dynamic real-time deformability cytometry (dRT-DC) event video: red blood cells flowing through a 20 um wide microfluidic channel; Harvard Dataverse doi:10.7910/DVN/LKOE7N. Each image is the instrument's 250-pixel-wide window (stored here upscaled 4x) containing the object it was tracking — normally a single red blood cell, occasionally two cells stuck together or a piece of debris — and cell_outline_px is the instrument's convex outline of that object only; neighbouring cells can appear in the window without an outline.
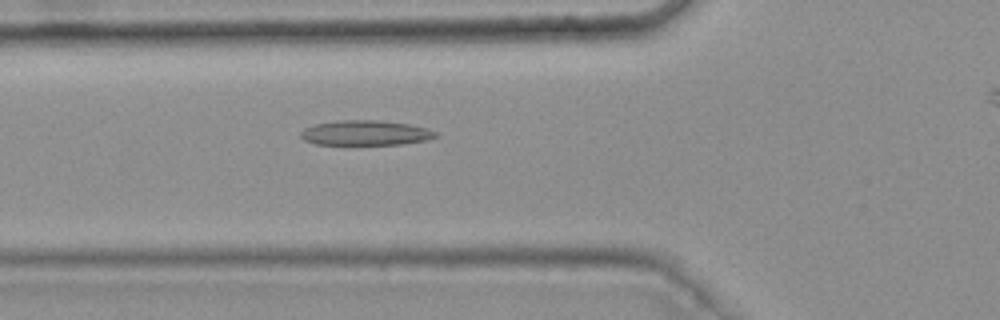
{"species": "common noctule bat (a hibernating species)", "species_latin": "Nyctalus noctula", "temperature_condition": "warm", "stored_images_in_passage": 46, "camera_frame_rate_fps": 3000, "um_per_image_px": 0.085, "animal": {"sex": "female", "body_mass_g": 25.1}, "frame": {"image": 1, "passage_image": 16, "time_ms": 5.0, "image_size_px": [1000, 320], "cell_outline_px": [[440, 136], [428, 140], [400, 144], [316, 144], [304, 140], [300, 136], [300, 132], [304, 128], [316, 124], [340, 120], [380, 120], [408, 124], [428, 128], [436, 132]], "centroid_in_image_um": [31.1, 11.29], "position_along_channel_um": 94.7, "area_um2": 19.59}}
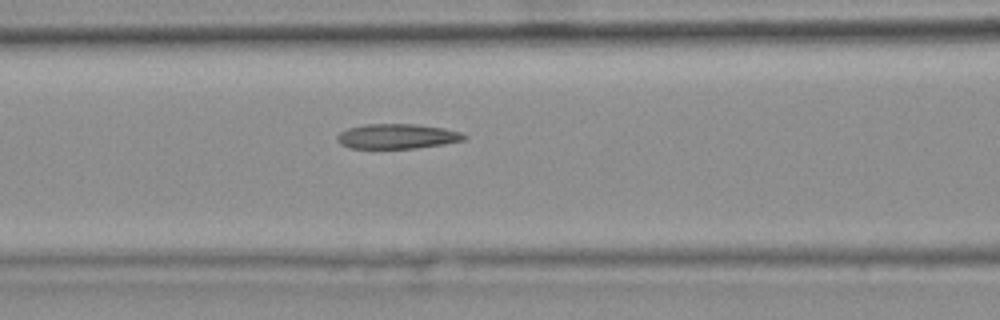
{"frame": {"image": 2, "passage_image": 19, "time_ms": 6.0, "image_size_px": [1000, 320], "cell_outline_px": [[468, 136], [464, 140], [444, 144], [416, 148], [348, 148], [340, 144], [336, 140], [336, 136], [340, 132], [348, 128], [364, 124], [416, 124], [444, 128], [460, 132]], "centroid_in_image_um": [33.74, 11.58], "position_along_channel_um": 132.9, "area_um2": 18.5}}
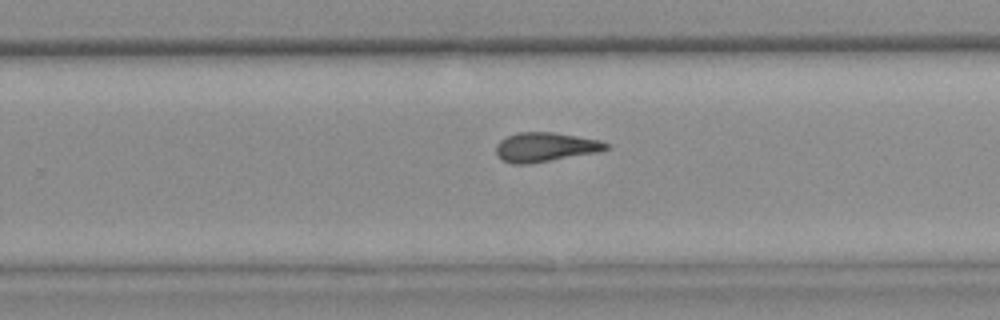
{"frame": {"image": 3, "passage_image": 31, "time_ms": 10.0, "image_size_px": [1000, 320], "cell_outline_px": [[608, 148], [596, 152], [528, 164], [512, 164], [500, 160], [496, 152], [496, 144], [500, 140], [508, 136], [520, 132], [552, 132], [600, 140], [608, 144]], "centroid_in_image_um": [46.29, 12.5], "position_along_channel_um": 283.5, "area_um2": 18.55}, "authors_computed_cell_mechanics": {"area_um2": 19.0451, "velocity_mm_per_s": 3.7715, "shape_relaxation_time_tau1_ms": null, "shape_relaxation_time_tau2_ms": 4.5277, "deformation_change_tau1": null, "deformation_change_tau2": 0.1478}}